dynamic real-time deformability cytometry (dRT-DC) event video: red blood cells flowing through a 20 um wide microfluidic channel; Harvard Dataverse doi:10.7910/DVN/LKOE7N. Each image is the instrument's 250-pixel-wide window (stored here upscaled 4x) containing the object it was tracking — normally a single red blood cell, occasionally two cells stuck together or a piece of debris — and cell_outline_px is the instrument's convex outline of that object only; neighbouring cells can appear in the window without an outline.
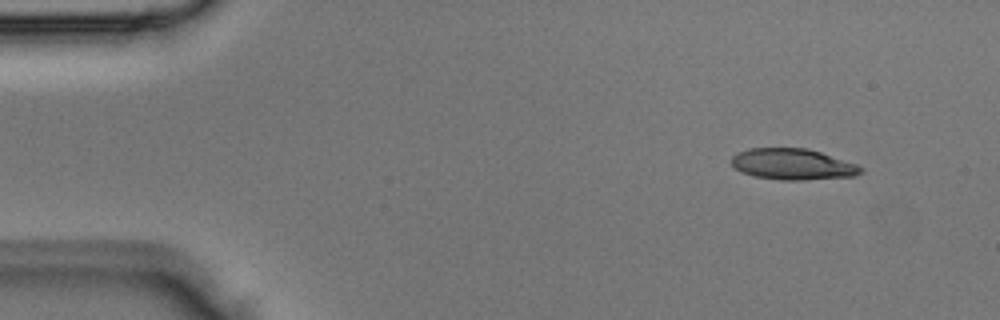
{"species": "Egyptian fruit bat (a non-hibernating species)", "species_latin": "Rousettus aegyptiacus", "temperature_condition": "room temperature", "stored_images_in_passage": 4, "segment_of_instrument_passage": [1, 2], "camera_frame_rate_fps": 3000, "um_per_image_px": 0.085, "animal": {"sex": "male"}, "frame": {"image": 1, "passage_image": 1, "time_ms": 0.0, "image_size_px": [1000, 320], "cell_outline_px": [[864, 172], [852, 176], [800, 180], [780, 180], [756, 176], [740, 172], [732, 164], [732, 156], [736, 152], [748, 148], [808, 148], [856, 164], [864, 168]], "centroid_in_image_um": [67.36, 13.95], "position_along_channel_um": 17.6, "area_um2": 23.35}}